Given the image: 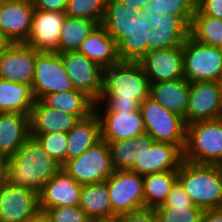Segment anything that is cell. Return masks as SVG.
<instances>
[{"label": "cell", "mask_w": 222, "mask_h": 222, "mask_svg": "<svg viewBox=\"0 0 222 222\" xmlns=\"http://www.w3.org/2000/svg\"><path fill=\"white\" fill-rule=\"evenodd\" d=\"M150 87L151 83L138 62L121 61L104 68L103 90L95 102L94 111L139 110L150 95Z\"/></svg>", "instance_id": "6da1fadb"}, {"label": "cell", "mask_w": 222, "mask_h": 222, "mask_svg": "<svg viewBox=\"0 0 222 222\" xmlns=\"http://www.w3.org/2000/svg\"><path fill=\"white\" fill-rule=\"evenodd\" d=\"M61 169V165L30 136L15 154L7 159L6 182L27 187L38 193Z\"/></svg>", "instance_id": "7a4b0ae2"}, {"label": "cell", "mask_w": 222, "mask_h": 222, "mask_svg": "<svg viewBox=\"0 0 222 222\" xmlns=\"http://www.w3.org/2000/svg\"><path fill=\"white\" fill-rule=\"evenodd\" d=\"M177 180L193 205L203 209H222V166L183 161Z\"/></svg>", "instance_id": "3957f363"}, {"label": "cell", "mask_w": 222, "mask_h": 222, "mask_svg": "<svg viewBox=\"0 0 222 222\" xmlns=\"http://www.w3.org/2000/svg\"><path fill=\"white\" fill-rule=\"evenodd\" d=\"M183 160L222 166V117L186 125Z\"/></svg>", "instance_id": "277c9868"}, {"label": "cell", "mask_w": 222, "mask_h": 222, "mask_svg": "<svg viewBox=\"0 0 222 222\" xmlns=\"http://www.w3.org/2000/svg\"><path fill=\"white\" fill-rule=\"evenodd\" d=\"M145 131L155 142L171 143L184 150L186 143V124L184 118L168 111L151 97L140 106Z\"/></svg>", "instance_id": "5b68a950"}, {"label": "cell", "mask_w": 222, "mask_h": 222, "mask_svg": "<svg viewBox=\"0 0 222 222\" xmlns=\"http://www.w3.org/2000/svg\"><path fill=\"white\" fill-rule=\"evenodd\" d=\"M184 78L222 82V48L197 42L190 36L182 45Z\"/></svg>", "instance_id": "8992f818"}, {"label": "cell", "mask_w": 222, "mask_h": 222, "mask_svg": "<svg viewBox=\"0 0 222 222\" xmlns=\"http://www.w3.org/2000/svg\"><path fill=\"white\" fill-rule=\"evenodd\" d=\"M81 185L106 181L114 172L109 144L102 138L78 158L62 166Z\"/></svg>", "instance_id": "52a82bcc"}, {"label": "cell", "mask_w": 222, "mask_h": 222, "mask_svg": "<svg viewBox=\"0 0 222 222\" xmlns=\"http://www.w3.org/2000/svg\"><path fill=\"white\" fill-rule=\"evenodd\" d=\"M112 219L145 208L143 176L131 171L114 170L106 180Z\"/></svg>", "instance_id": "ba28073f"}, {"label": "cell", "mask_w": 222, "mask_h": 222, "mask_svg": "<svg viewBox=\"0 0 222 222\" xmlns=\"http://www.w3.org/2000/svg\"><path fill=\"white\" fill-rule=\"evenodd\" d=\"M75 89L65 71L59 53L40 52L36 57L35 73L32 82L34 98L41 99L53 92H65Z\"/></svg>", "instance_id": "9c48e42d"}, {"label": "cell", "mask_w": 222, "mask_h": 222, "mask_svg": "<svg viewBox=\"0 0 222 222\" xmlns=\"http://www.w3.org/2000/svg\"><path fill=\"white\" fill-rule=\"evenodd\" d=\"M65 71L76 90L98 102L103 90V68L78 51L60 53Z\"/></svg>", "instance_id": "30bf717a"}, {"label": "cell", "mask_w": 222, "mask_h": 222, "mask_svg": "<svg viewBox=\"0 0 222 222\" xmlns=\"http://www.w3.org/2000/svg\"><path fill=\"white\" fill-rule=\"evenodd\" d=\"M183 161V150L179 146L155 142L145 132L143 133V154L130 170L144 176L156 172L178 170Z\"/></svg>", "instance_id": "8fae6325"}, {"label": "cell", "mask_w": 222, "mask_h": 222, "mask_svg": "<svg viewBox=\"0 0 222 222\" xmlns=\"http://www.w3.org/2000/svg\"><path fill=\"white\" fill-rule=\"evenodd\" d=\"M222 117V82H191L188 106L186 109V125Z\"/></svg>", "instance_id": "7c38bea8"}, {"label": "cell", "mask_w": 222, "mask_h": 222, "mask_svg": "<svg viewBox=\"0 0 222 222\" xmlns=\"http://www.w3.org/2000/svg\"><path fill=\"white\" fill-rule=\"evenodd\" d=\"M39 210L37 191L0 183V222H27Z\"/></svg>", "instance_id": "4fadbf2b"}, {"label": "cell", "mask_w": 222, "mask_h": 222, "mask_svg": "<svg viewBox=\"0 0 222 222\" xmlns=\"http://www.w3.org/2000/svg\"><path fill=\"white\" fill-rule=\"evenodd\" d=\"M39 53L25 43H10L0 53V79L32 86Z\"/></svg>", "instance_id": "5bb4252c"}, {"label": "cell", "mask_w": 222, "mask_h": 222, "mask_svg": "<svg viewBox=\"0 0 222 222\" xmlns=\"http://www.w3.org/2000/svg\"><path fill=\"white\" fill-rule=\"evenodd\" d=\"M65 18V12L34 9L31 31L24 43L37 52L58 53L60 33Z\"/></svg>", "instance_id": "9a60e30c"}, {"label": "cell", "mask_w": 222, "mask_h": 222, "mask_svg": "<svg viewBox=\"0 0 222 222\" xmlns=\"http://www.w3.org/2000/svg\"><path fill=\"white\" fill-rule=\"evenodd\" d=\"M100 122L101 138L108 144L120 140L136 138L145 133V124L141 110L94 111Z\"/></svg>", "instance_id": "2e32d148"}, {"label": "cell", "mask_w": 222, "mask_h": 222, "mask_svg": "<svg viewBox=\"0 0 222 222\" xmlns=\"http://www.w3.org/2000/svg\"><path fill=\"white\" fill-rule=\"evenodd\" d=\"M32 0H6L0 4V32L10 43H24L30 34Z\"/></svg>", "instance_id": "e0dca14e"}, {"label": "cell", "mask_w": 222, "mask_h": 222, "mask_svg": "<svg viewBox=\"0 0 222 222\" xmlns=\"http://www.w3.org/2000/svg\"><path fill=\"white\" fill-rule=\"evenodd\" d=\"M138 63L151 84L184 78L182 45L149 51Z\"/></svg>", "instance_id": "ac0fdd59"}, {"label": "cell", "mask_w": 222, "mask_h": 222, "mask_svg": "<svg viewBox=\"0 0 222 222\" xmlns=\"http://www.w3.org/2000/svg\"><path fill=\"white\" fill-rule=\"evenodd\" d=\"M82 185L60 169L40 190L39 209L47 211L61 206H79Z\"/></svg>", "instance_id": "d6986e66"}, {"label": "cell", "mask_w": 222, "mask_h": 222, "mask_svg": "<svg viewBox=\"0 0 222 222\" xmlns=\"http://www.w3.org/2000/svg\"><path fill=\"white\" fill-rule=\"evenodd\" d=\"M148 19L144 13L138 12L127 24L126 31L115 39L122 62H138L148 53L147 41L150 38Z\"/></svg>", "instance_id": "ffe728a7"}, {"label": "cell", "mask_w": 222, "mask_h": 222, "mask_svg": "<svg viewBox=\"0 0 222 222\" xmlns=\"http://www.w3.org/2000/svg\"><path fill=\"white\" fill-rule=\"evenodd\" d=\"M79 120L76 115L52 109L37 99L30 113V134L68 133Z\"/></svg>", "instance_id": "44dd1931"}, {"label": "cell", "mask_w": 222, "mask_h": 222, "mask_svg": "<svg viewBox=\"0 0 222 222\" xmlns=\"http://www.w3.org/2000/svg\"><path fill=\"white\" fill-rule=\"evenodd\" d=\"M190 85L191 83L185 78L153 83L150 87L149 97L168 111L184 118L186 124Z\"/></svg>", "instance_id": "7402d4cb"}, {"label": "cell", "mask_w": 222, "mask_h": 222, "mask_svg": "<svg viewBox=\"0 0 222 222\" xmlns=\"http://www.w3.org/2000/svg\"><path fill=\"white\" fill-rule=\"evenodd\" d=\"M78 52L99 64L103 69L121 62L116 40L101 25H98L82 42Z\"/></svg>", "instance_id": "603a6c76"}, {"label": "cell", "mask_w": 222, "mask_h": 222, "mask_svg": "<svg viewBox=\"0 0 222 222\" xmlns=\"http://www.w3.org/2000/svg\"><path fill=\"white\" fill-rule=\"evenodd\" d=\"M30 137V115L0 113V152L7 158Z\"/></svg>", "instance_id": "cb8c5ba5"}, {"label": "cell", "mask_w": 222, "mask_h": 222, "mask_svg": "<svg viewBox=\"0 0 222 222\" xmlns=\"http://www.w3.org/2000/svg\"><path fill=\"white\" fill-rule=\"evenodd\" d=\"M67 160L78 158L101 139L100 122L95 112L80 119L67 133Z\"/></svg>", "instance_id": "d4e9b609"}, {"label": "cell", "mask_w": 222, "mask_h": 222, "mask_svg": "<svg viewBox=\"0 0 222 222\" xmlns=\"http://www.w3.org/2000/svg\"><path fill=\"white\" fill-rule=\"evenodd\" d=\"M79 206L92 222L112 219L106 181L82 185Z\"/></svg>", "instance_id": "484cf974"}, {"label": "cell", "mask_w": 222, "mask_h": 222, "mask_svg": "<svg viewBox=\"0 0 222 222\" xmlns=\"http://www.w3.org/2000/svg\"><path fill=\"white\" fill-rule=\"evenodd\" d=\"M35 100L31 85L0 79V113L30 115Z\"/></svg>", "instance_id": "4316f807"}, {"label": "cell", "mask_w": 222, "mask_h": 222, "mask_svg": "<svg viewBox=\"0 0 222 222\" xmlns=\"http://www.w3.org/2000/svg\"><path fill=\"white\" fill-rule=\"evenodd\" d=\"M40 100L52 109L76 115L79 119L86 118L94 112L95 102L84 92L76 89L46 94Z\"/></svg>", "instance_id": "83f0119b"}, {"label": "cell", "mask_w": 222, "mask_h": 222, "mask_svg": "<svg viewBox=\"0 0 222 222\" xmlns=\"http://www.w3.org/2000/svg\"><path fill=\"white\" fill-rule=\"evenodd\" d=\"M99 24L86 18H65L61 28L58 53L78 51L82 42Z\"/></svg>", "instance_id": "f1b7e54d"}, {"label": "cell", "mask_w": 222, "mask_h": 222, "mask_svg": "<svg viewBox=\"0 0 222 222\" xmlns=\"http://www.w3.org/2000/svg\"><path fill=\"white\" fill-rule=\"evenodd\" d=\"M145 208L161 206L177 181V170L156 172L143 176Z\"/></svg>", "instance_id": "f546056e"}, {"label": "cell", "mask_w": 222, "mask_h": 222, "mask_svg": "<svg viewBox=\"0 0 222 222\" xmlns=\"http://www.w3.org/2000/svg\"><path fill=\"white\" fill-rule=\"evenodd\" d=\"M189 36L199 43L222 48V19L203 15L196 8L191 19Z\"/></svg>", "instance_id": "4dcf8cb0"}, {"label": "cell", "mask_w": 222, "mask_h": 222, "mask_svg": "<svg viewBox=\"0 0 222 222\" xmlns=\"http://www.w3.org/2000/svg\"><path fill=\"white\" fill-rule=\"evenodd\" d=\"M139 11L133 7L124 5L121 0H107L106 10L100 25L106 32L116 39L126 31L127 24Z\"/></svg>", "instance_id": "1f68e13d"}, {"label": "cell", "mask_w": 222, "mask_h": 222, "mask_svg": "<svg viewBox=\"0 0 222 222\" xmlns=\"http://www.w3.org/2000/svg\"><path fill=\"white\" fill-rule=\"evenodd\" d=\"M114 170L131 169L143 154V134L136 138L109 143Z\"/></svg>", "instance_id": "d6a6232c"}, {"label": "cell", "mask_w": 222, "mask_h": 222, "mask_svg": "<svg viewBox=\"0 0 222 222\" xmlns=\"http://www.w3.org/2000/svg\"><path fill=\"white\" fill-rule=\"evenodd\" d=\"M196 2L197 0H149L141 12L147 18L154 13L179 17L190 28L191 19L196 10Z\"/></svg>", "instance_id": "836d02e7"}, {"label": "cell", "mask_w": 222, "mask_h": 222, "mask_svg": "<svg viewBox=\"0 0 222 222\" xmlns=\"http://www.w3.org/2000/svg\"><path fill=\"white\" fill-rule=\"evenodd\" d=\"M150 27H155L157 33L170 34L179 44L183 45L189 37V27L179 18L169 14H151L149 19Z\"/></svg>", "instance_id": "e575fe53"}, {"label": "cell", "mask_w": 222, "mask_h": 222, "mask_svg": "<svg viewBox=\"0 0 222 222\" xmlns=\"http://www.w3.org/2000/svg\"><path fill=\"white\" fill-rule=\"evenodd\" d=\"M154 210L158 222H201L204 212L195 205H161Z\"/></svg>", "instance_id": "d590c367"}, {"label": "cell", "mask_w": 222, "mask_h": 222, "mask_svg": "<svg viewBox=\"0 0 222 222\" xmlns=\"http://www.w3.org/2000/svg\"><path fill=\"white\" fill-rule=\"evenodd\" d=\"M106 5L107 0H68L65 14L71 18L94 20L100 25Z\"/></svg>", "instance_id": "8d00e7d4"}, {"label": "cell", "mask_w": 222, "mask_h": 222, "mask_svg": "<svg viewBox=\"0 0 222 222\" xmlns=\"http://www.w3.org/2000/svg\"><path fill=\"white\" fill-rule=\"evenodd\" d=\"M46 153L61 166L67 161L68 137L65 132L30 134Z\"/></svg>", "instance_id": "74e56055"}, {"label": "cell", "mask_w": 222, "mask_h": 222, "mask_svg": "<svg viewBox=\"0 0 222 222\" xmlns=\"http://www.w3.org/2000/svg\"><path fill=\"white\" fill-rule=\"evenodd\" d=\"M52 222H92L80 206H61L46 211Z\"/></svg>", "instance_id": "f35d334b"}, {"label": "cell", "mask_w": 222, "mask_h": 222, "mask_svg": "<svg viewBox=\"0 0 222 222\" xmlns=\"http://www.w3.org/2000/svg\"><path fill=\"white\" fill-rule=\"evenodd\" d=\"M150 38L147 41L148 52L160 49L179 47L180 45L170 36V34L157 33L155 27L149 28Z\"/></svg>", "instance_id": "ab89813d"}, {"label": "cell", "mask_w": 222, "mask_h": 222, "mask_svg": "<svg viewBox=\"0 0 222 222\" xmlns=\"http://www.w3.org/2000/svg\"><path fill=\"white\" fill-rule=\"evenodd\" d=\"M119 222H158L154 209L144 208L117 217Z\"/></svg>", "instance_id": "60d3db41"}, {"label": "cell", "mask_w": 222, "mask_h": 222, "mask_svg": "<svg viewBox=\"0 0 222 222\" xmlns=\"http://www.w3.org/2000/svg\"><path fill=\"white\" fill-rule=\"evenodd\" d=\"M162 205H193V203L177 180Z\"/></svg>", "instance_id": "b9f144b4"}, {"label": "cell", "mask_w": 222, "mask_h": 222, "mask_svg": "<svg viewBox=\"0 0 222 222\" xmlns=\"http://www.w3.org/2000/svg\"><path fill=\"white\" fill-rule=\"evenodd\" d=\"M196 8L203 15L222 19V0H197Z\"/></svg>", "instance_id": "7bdbcfd3"}, {"label": "cell", "mask_w": 222, "mask_h": 222, "mask_svg": "<svg viewBox=\"0 0 222 222\" xmlns=\"http://www.w3.org/2000/svg\"><path fill=\"white\" fill-rule=\"evenodd\" d=\"M34 9L65 12L68 0H32Z\"/></svg>", "instance_id": "ee69618b"}, {"label": "cell", "mask_w": 222, "mask_h": 222, "mask_svg": "<svg viewBox=\"0 0 222 222\" xmlns=\"http://www.w3.org/2000/svg\"><path fill=\"white\" fill-rule=\"evenodd\" d=\"M201 222H222V209L204 210Z\"/></svg>", "instance_id": "f6af8a7d"}, {"label": "cell", "mask_w": 222, "mask_h": 222, "mask_svg": "<svg viewBox=\"0 0 222 222\" xmlns=\"http://www.w3.org/2000/svg\"><path fill=\"white\" fill-rule=\"evenodd\" d=\"M121 1L123 2L124 5H127L129 7L131 6L136 10H138L139 12H141L149 2V0H121Z\"/></svg>", "instance_id": "bcb514c9"}, {"label": "cell", "mask_w": 222, "mask_h": 222, "mask_svg": "<svg viewBox=\"0 0 222 222\" xmlns=\"http://www.w3.org/2000/svg\"><path fill=\"white\" fill-rule=\"evenodd\" d=\"M7 157L0 152V183L6 181Z\"/></svg>", "instance_id": "7dc6e473"}, {"label": "cell", "mask_w": 222, "mask_h": 222, "mask_svg": "<svg viewBox=\"0 0 222 222\" xmlns=\"http://www.w3.org/2000/svg\"><path fill=\"white\" fill-rule=\"evenodd\" d=\"M27 222H52L50 216L45 212L39 210L31 219Z\"/></svg>", "instance_id": "c3c4849f"}, {"label": "cell", "mask_w": 222, "mask_h": 222, "mask_svg": "<svg viewBox=\"0 0 222 222\" xmlns=\"http://www.w3.org/2000/svg\"><path fill=\"white\" fill-rule=\"evenodd\" d=\"M10 44V42L0 32V53Z\"/></svg>", "instance_id": "681fc988"}, {"label": "cell", "mask_w": 222, "mask_h": 222, "mask_svg": "<svg viewBox=\"0 0 222 222\" xmlns=\"http://www.w3.org/2000/svg\"><path fill=\"white\" fill-rule=\"evenodd\" d=\"M94 222H119V220L117 218H114V219L94 221Z\"/></svg>", "instance_id": "f907efd6"}]
</instances>
